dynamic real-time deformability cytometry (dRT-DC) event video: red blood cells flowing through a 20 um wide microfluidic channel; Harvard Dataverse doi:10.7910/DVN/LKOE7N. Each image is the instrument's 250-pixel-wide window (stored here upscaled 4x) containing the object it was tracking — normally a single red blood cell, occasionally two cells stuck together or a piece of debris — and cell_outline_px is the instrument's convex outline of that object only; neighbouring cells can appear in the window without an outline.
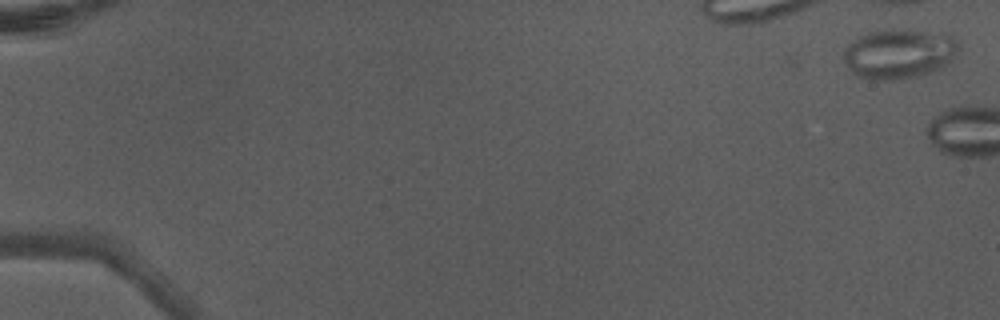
{"species": "Egyptian fruit bat (a non-hibernating species)", "species_latin": "Rousettus aegyptiacus", "temperature_condition": "warm", "stored_images_in_passage": 8, "camera_frame_rate_fps": 3000, "um_per_image_px": 0.085, "animal": {"sex": "male"}, "frame": {"image": 1, "passage_image": 1, "time_ms": 0.0, "image_size_px": [1000, 320], "cell_outline_px": [[956, 52], [948, 64], [940, 68], [916, 76], [892, 80], [872, 80], [860, 76], [852, 72], [848, 68], [844, 60], [844, 48], [848, 44], [860, 36], [868, 32], [892, 28], [944, 32], [952, 36], [956, 40]], "centroid_in_image_um": [76.4, 4.54], "position_along_channel_um": 8.6, "area_um2": 33.35}}